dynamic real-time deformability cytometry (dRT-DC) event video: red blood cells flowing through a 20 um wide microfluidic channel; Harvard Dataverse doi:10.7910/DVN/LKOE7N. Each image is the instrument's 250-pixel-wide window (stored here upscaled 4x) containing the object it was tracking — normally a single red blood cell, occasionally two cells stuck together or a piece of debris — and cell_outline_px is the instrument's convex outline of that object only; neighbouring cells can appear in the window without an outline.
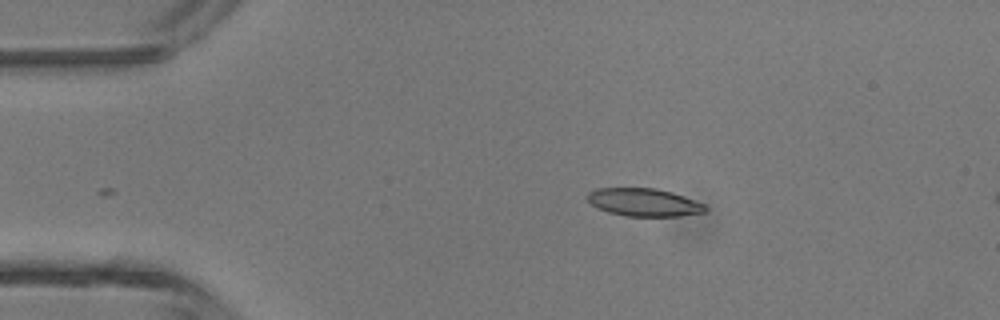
{"species": "common noctule bat (a hibernating species)", "species_latin": "Nyctalus noctula", "temperature_condition": "room temperature", "stored_images_in_passage": 2, "camera_frame_rate_fps": 3000, "um_per_image_px": 0.085, "animal": {"sex": "male", "body_mass_g": 13.3}, "frame": {"image": 1, "passage_image": 2, "time_ms": 0.333, "image_size_px": [1000, 320], "cell_outline_px": [[708, 208], [704, 212], [680, 216], [624, 216], [608, 212], [596, 208], [584, 196], [588, 192], [596, 188], [656, 188], [672, 192], [684, 196], [704, 204]], "centroid_in_image_um": [54.69, 17.19], "position_along_channel_um": 30.3, "area_um2": 19.31}}